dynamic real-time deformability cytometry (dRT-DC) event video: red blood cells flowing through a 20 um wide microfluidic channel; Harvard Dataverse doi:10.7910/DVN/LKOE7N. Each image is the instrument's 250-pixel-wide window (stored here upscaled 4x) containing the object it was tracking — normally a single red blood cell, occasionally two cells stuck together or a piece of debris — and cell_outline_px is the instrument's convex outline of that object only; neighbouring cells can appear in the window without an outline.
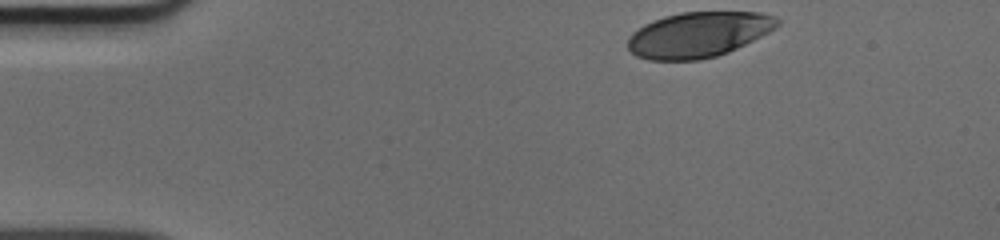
{"species": "human", "species_latin": "Homo sapiens", "temperature_condition": "cold", "stored_images_in_passage": 36, "camera_frame_rate_fps": 3000, "um_per_image_px": 0.085, "donor": {"sex": "male"}, "frame": {"image": 1, "passage_image": 1, "time_ms": 0.0, "image_size_px": [1000, 240], "cell_outline_px": [[780, 24], [776, 28], [728, 52], [716, 56], [700, 60], [648, 60], [636, 56], [628, 48], [628, 36], [632, 32], [644, 24], [652, 20], [664, 16], [680, 12], [760, 12], [776, 16], [780, 20]], "centroid_in_image_um": [59.35, 2.93], "position_along_channel_um": 25.7, "area_um2": 39.65}}
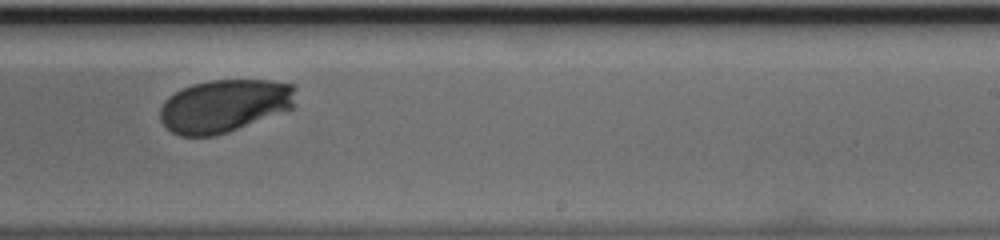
{"frame": {"image": 2, "passage_image": 25, "time_ms": 8.0, "image_size_px": [1000, 240], "cell_outline_px": [[296, 88], [292, 108], [228, 132], [212, 136], [180, 136], [172, 132], [160, 120], [160, 108], [164, 100], [168, 96], [192, 84], [212, 80], [272, 80], [296, 84]], "centroid_in_image_um": [19.07, 8.98], "position_along_channel_um": 269.9, "area_um2": 41.73}}
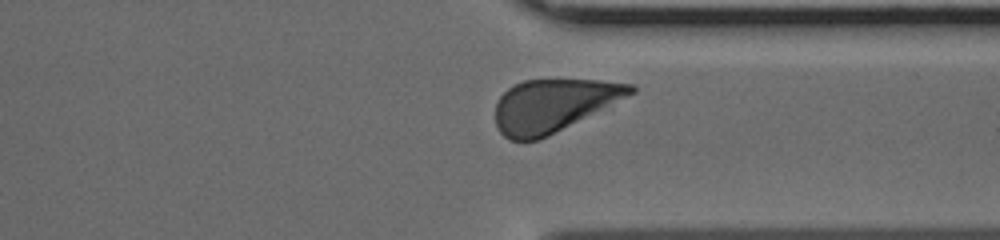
{"frame": {"image": 3, "passage_image": 32, "time_ms": 10.333, "image_size_px": [1000, 240], "cell_outline_px": [[636, 92], [540, 140], [508, 140], [496, 128], [496, 100], [508, 88], [524, 80], [600, 80], [636, 84]], "centroid_in_image_um": [47.03, 8.96], "position_along_channel_um": 364.4, "area_um2": 41.33}}